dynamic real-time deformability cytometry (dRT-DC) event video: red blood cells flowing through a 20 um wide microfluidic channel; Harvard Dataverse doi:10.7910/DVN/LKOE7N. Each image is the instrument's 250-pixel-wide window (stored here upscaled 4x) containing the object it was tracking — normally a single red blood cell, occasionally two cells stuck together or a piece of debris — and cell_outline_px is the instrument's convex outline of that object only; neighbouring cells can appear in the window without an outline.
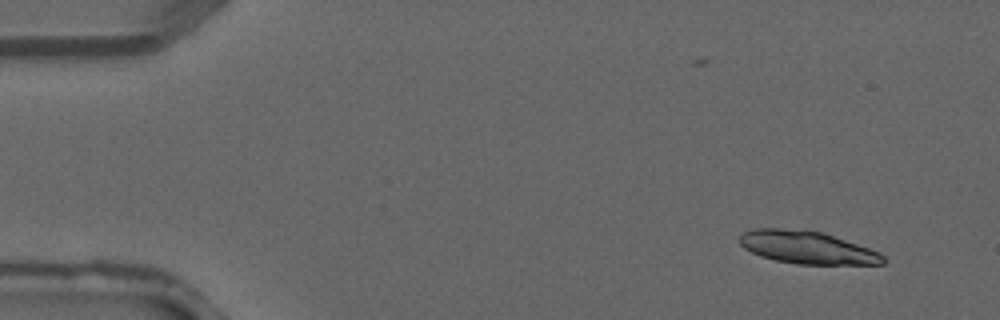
{"species": "common noctule bat (a hibernating species)", "species_latin": "Nyctalus noctula", "temperature_condition": "warm", "stored_images_in_passage": 2, "segment_of_instrument_passage": [2, 2], "camera_frame_rate_fps": 3000, "um_per_image_px": 0.085, "animal": {"sex": "male", "forearm_length_mm": 52.5}, "frame": {"image": 1, "passage_image": 2, "time_ms": 0.333, "image_size_px": [1000, 320], "cell_outline_px": [[888, 260], [884, 264], [796, 264], [776, 260], [760, 256], [744, 248], [740, 244], [740, 236], [744, 232], [752, 228], [780, 228], [820, 232], [880, 252]], "centroid_in_image_um": [68.6, 21.05], "position_along_channel_um": 16.4, "area_um2": 26.99}}